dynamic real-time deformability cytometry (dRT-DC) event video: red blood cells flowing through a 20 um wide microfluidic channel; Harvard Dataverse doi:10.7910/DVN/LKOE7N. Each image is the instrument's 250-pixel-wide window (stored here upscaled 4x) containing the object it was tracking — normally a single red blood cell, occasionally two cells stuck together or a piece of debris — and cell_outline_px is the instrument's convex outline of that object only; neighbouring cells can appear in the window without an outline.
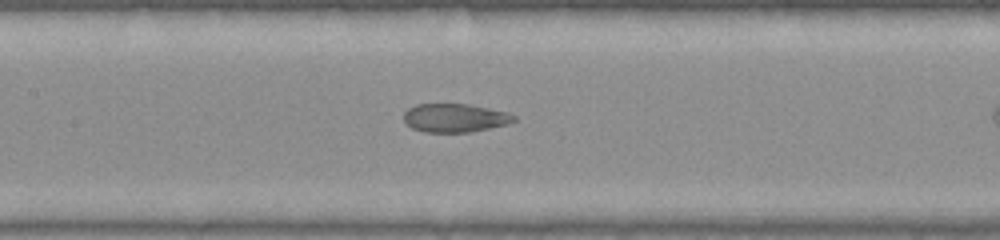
{"species": "common noctule bat (a hibernating species)", "species_latin": "Nyctalus noctula", "temperature_condition": "warm", "stored_images_in_passage": 17, "camera_frame_rate_fps": 3000, "um_per_image_px": 0.085, "animal": {"sex": "female", "body_mass_g": 22.0, "forearm_length_mm": 56.7}, "frame": {"image": 1, "passage_image": 12, "time_ms": 3.667, "image_size_px": [1000, 240], "cell_outline_px": [[516, 120], [508, 124], [468, 132], [424, 132], [412, 128], [404, 124], [404, 112], [408, 108], [416, 104], [468, 104], [508, 112], [516, 116]], "centroid_in_image_um": [38.64, 10.02], "position_along_channel_um": 168.8, "area_um2": 18.38}}
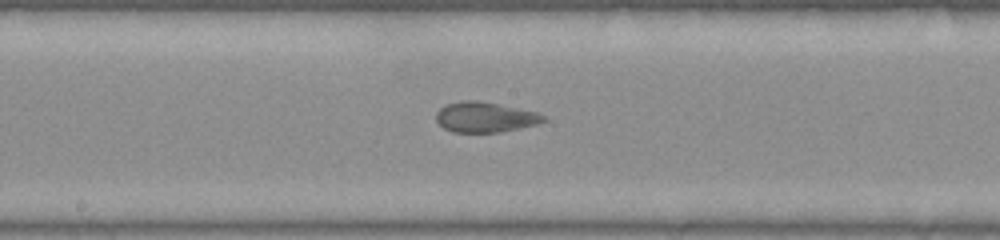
{"frame": {"image": 2, "passage_image": 15, "time_ms": 4.667, "image_size_px": [1000, 240], "cell_outline_px": [[548, 120], [536, 124], [520, 128], [500, 132], [452, 132], [444, 128], [436, 120], [436, 112], [440, 108], [448, 104], [460, 100], [476, 100], [536, 112], [544, 116]], "centroid_in_image_um": [41.2, 9.96], "position_along_channel_um": 207.0, "area_um2": 18.73}}